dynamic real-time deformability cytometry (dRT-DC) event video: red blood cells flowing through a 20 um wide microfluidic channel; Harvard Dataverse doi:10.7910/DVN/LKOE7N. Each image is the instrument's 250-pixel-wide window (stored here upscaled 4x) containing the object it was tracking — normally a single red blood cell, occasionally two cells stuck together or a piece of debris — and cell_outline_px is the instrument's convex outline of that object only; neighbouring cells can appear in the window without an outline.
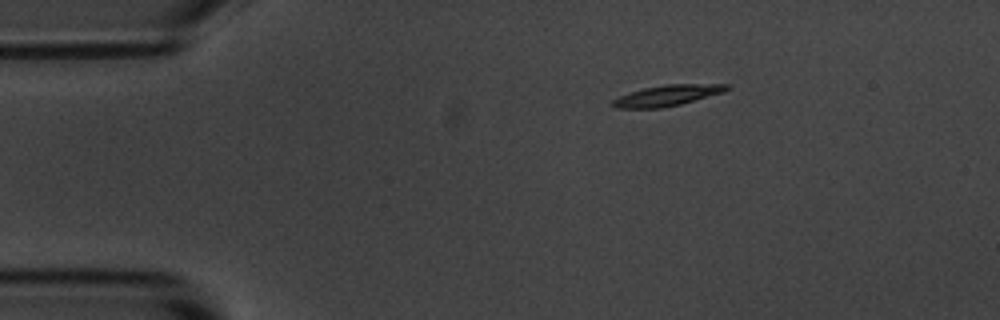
{"species": "common noctule bat (a hibernating species)", "species_latin": "Nyctalus noctula", "temperature_condition": "room temperature", "stored_images_in_passage": 48, "camera_frame_rate_fps": 3000, "um_per_image_px": 0.085, "animal": {"sex": "male", "body_mass_g": 20.1, "forearm_length_mm": 53.5}, "frame": {"image": 1, "passage_image": 1, "time_ms": 0.0, "image_size_px": [1000, 320], "cell_outline_px": [[732, 84], [724, 92], [680, 104], [660, 108], [616, 108], [612, 104], [612, 100], [620, 96], [644, 88], [664, 84]], "centroid_in_image_um": [56.74, 8.11], "position_along_channel_um": 28.3, "area_um2": 13.64}}
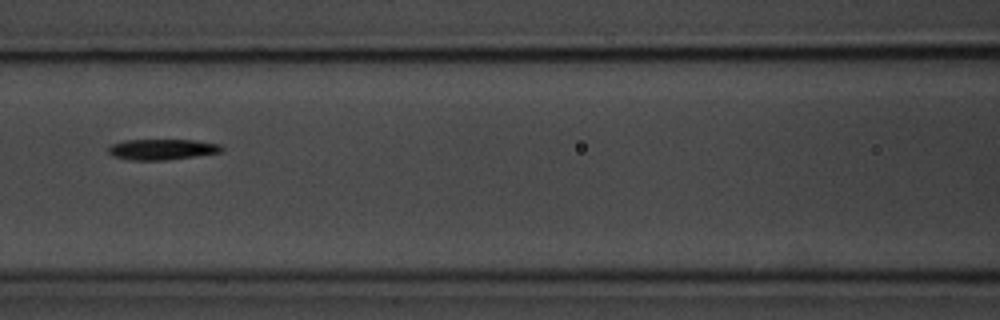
{"frame": {"image": 2, "passage_image": 16, "time_ms": 5.0, "image_size_px": [1000, 320], "cell_outline_px": [[224, 152], [168, 160], [128, 160], [112, 156], [108, 152], [108, 148], [112, 144], [124, 140], [196, 140], [220, 144], [224, 148]], "centroid_in_image_um": [13.8, 12.7], "position_along_channel_um": 152.8, "area_um2": 13.87}}
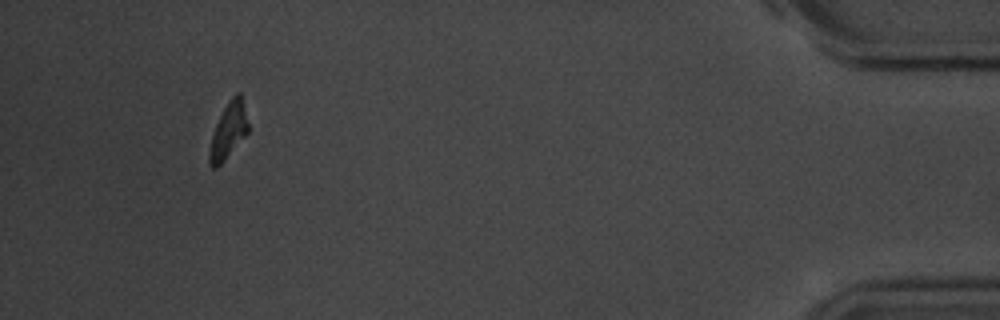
{"frame": {"image": 3, "passage_image": 44, "time_ms": 14.333, "image_size_px": [1000, 320], "cell_outline_px": [[248, 132], [224, 160], [216, 168], [212, 168], [208, 164], [208, 152], [212, 136], [216, 124], [228, 100], [236, 92], [240, 92], [248, 124]], "centroid_in_image_um": [19.39, 11.12], "position_along_channel_um": 415.8, "area_um2": 12.37}, "authors_computed_cell_mechanics": {"area_um2": 13.6119, "velocity_mm_per_s": 3.5494, "shape_relaxation_time_tau1_ms": 2.7293, "shape_relaxation_time_tau2_ms": null, "deformation_change_tau1": 0.158, "deformation_change_tau2": null}}